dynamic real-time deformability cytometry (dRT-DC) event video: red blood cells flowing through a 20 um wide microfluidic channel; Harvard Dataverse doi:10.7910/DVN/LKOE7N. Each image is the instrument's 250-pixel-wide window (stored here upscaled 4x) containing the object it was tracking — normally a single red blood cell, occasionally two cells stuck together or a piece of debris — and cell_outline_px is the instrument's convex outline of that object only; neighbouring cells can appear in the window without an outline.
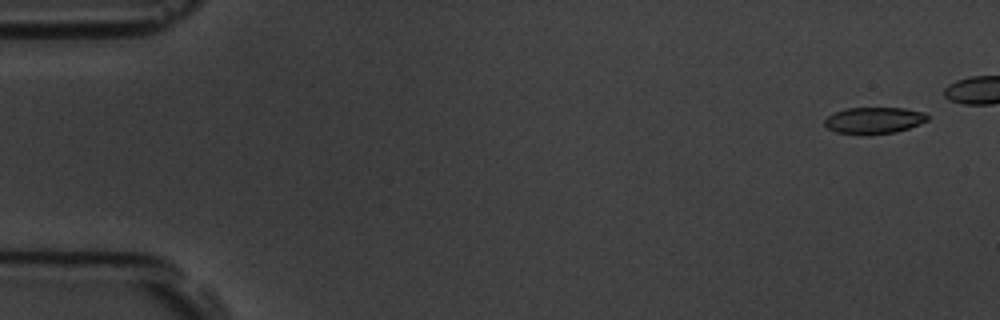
{"species": "common noctule bat (a hibernating species)", "species_latin": "Nyctalus noctula", "temperature_condition": "room temperature", "stored_images_in_passage": 5, "camera_frame_rate_fps": 3000, "um_per_image_px": 0.085, "animal": {"sex": "male", "body_mass_g": 19.5, "forearm_length_mm": 54.6}, "frame": {"image": 1, "passage_image": 1, "time_ms": 0.0, "image_size_px": [1000, 320], "cell_outline_px": [[928, 120], [920, 124], [896, 132], [836, 132], [828, 128], [824, 124], [824, 120], [828, 116], [836, 112], [848, 108], [904, 108], [924, 112], [928, 116]], "centroid_in_image_um": [74.33, 10.19], "position_along_channel_um": 10.7, "area_um2": 15.2}}
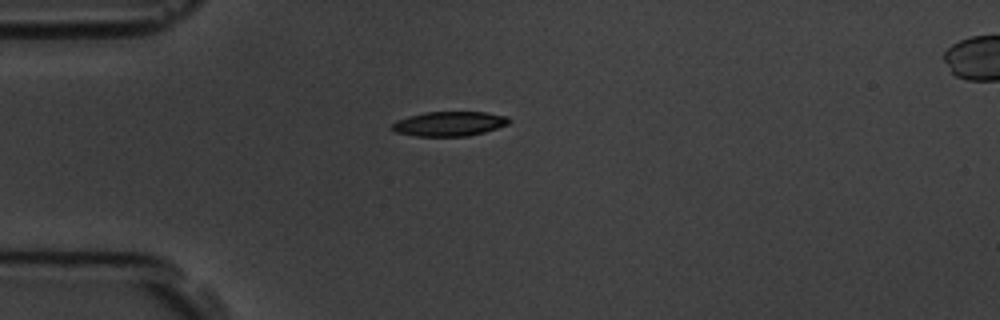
{"frame": {"image": 2, "passage_image": 5, "time_ms": 5.667, "image_size_px": [1000, 320], "cell_outline_px": [[512, 120], [508, 124], [484, 132], [468, 136], [416, 136], [396, 132], [392, 128], [392, 124], [396, 120], [408, 116], [424, 112], [488, 112], [508, 116]], "centroid_in_image_um": [38.21, 10.51], "position_along_channel_um": 46.8, "area_um2": 16.82}}